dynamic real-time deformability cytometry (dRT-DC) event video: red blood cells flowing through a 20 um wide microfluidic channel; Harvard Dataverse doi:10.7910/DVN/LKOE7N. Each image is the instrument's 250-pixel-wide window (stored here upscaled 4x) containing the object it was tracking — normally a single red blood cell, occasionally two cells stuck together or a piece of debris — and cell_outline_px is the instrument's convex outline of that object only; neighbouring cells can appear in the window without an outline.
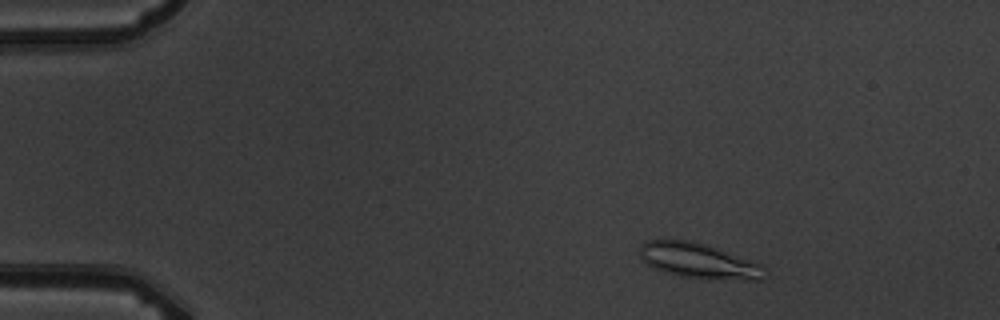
{"species": "common noctule bat (a hibernating species)", "species_latin": "Nyctalus noctula", "temperature_condition": "warm", "stored_images_in_passage": 15, "camera_frame_rate_fps": 3000, "um_per_image_px": 0.085, "animal": {"sex": "male", "body_mass_g": 19.5, "forearm_length_mm": 54.6}, "frame": {"image": 1, "passage_image": 2, "time_ms": 1.333, "image_size_px": [1000, 320], "cell_outline_px": [[768, 276], [764, 280], [716, 280], [680, 276], [664, 272], [648, 264], [640, 256], [640, 244], [648, 240], [692, 240], [708, 244], [764, 264], [768, 272]], "centroid_in_image_um": [59.52, 22.18], "position_along_channel_um": 25.5, "area_um2": 26.36}}
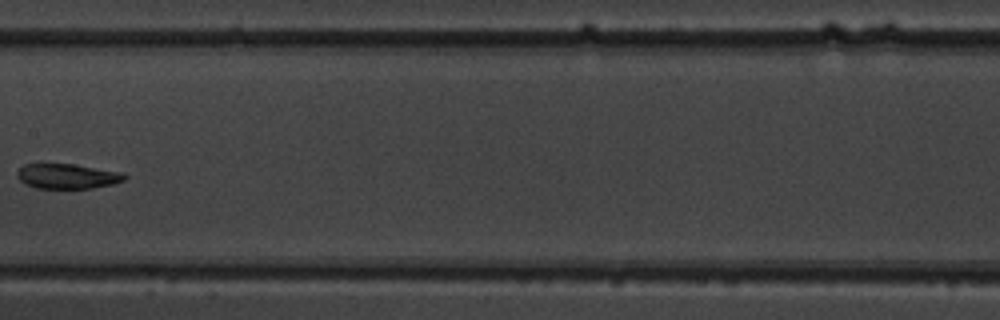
{"frame": {"image": 2, "passage_image": 8, "time_ms": 8.333, "image_size_px": [1000, 320], "cell_outline_px": [[128, 176], [124, 180], [112, 184], [92, 188], [36, 188], [20, 180], [16, 176], [16, 172], [24, 164], [72, 164], [120, 172]], "centroid_in_image_um": [5.71, 14.98], "position_along_channel_um": 201.7, "area_um2": 15.37}}
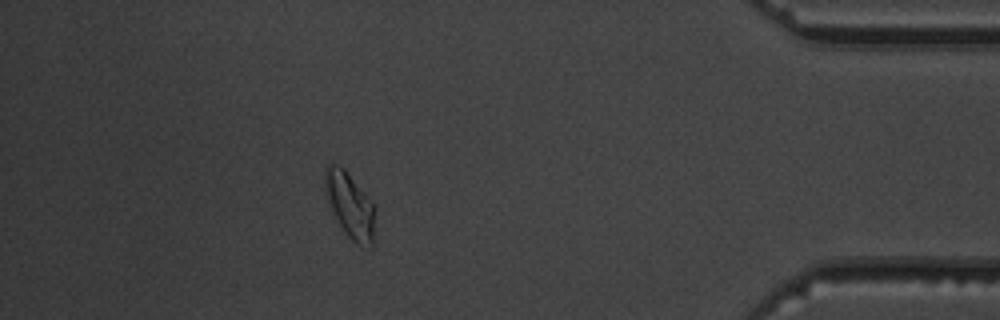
{"frame": {"image": 3, "passage_image": 14, "time_ms": 15.0, "image_size_px": [1000, 320], "cell_outline_px": [[376, 244], [372, 248], [356, 244], [348, 236], [340, 224], [328, 204], [324, 192], [324, 168], [328, 164], [336, 164], [344, 168], [372, 200], [376, 208]], "centroid_in_image_um": [29.8, 17.48], "position_along_channel_um": 405.4, "area_um2": 20.0}, "authors_computed_cell_mechanics": {"area_um2": 17.3978, "velocity_mm_per_s": 3.6772, "shape_relaxation_time_tau1_ms": 6.643, "shape_relaxation_time_tau2_ms": null, "deformation_change_tau1": 0.1791, "deformation_change_tau2": null}}